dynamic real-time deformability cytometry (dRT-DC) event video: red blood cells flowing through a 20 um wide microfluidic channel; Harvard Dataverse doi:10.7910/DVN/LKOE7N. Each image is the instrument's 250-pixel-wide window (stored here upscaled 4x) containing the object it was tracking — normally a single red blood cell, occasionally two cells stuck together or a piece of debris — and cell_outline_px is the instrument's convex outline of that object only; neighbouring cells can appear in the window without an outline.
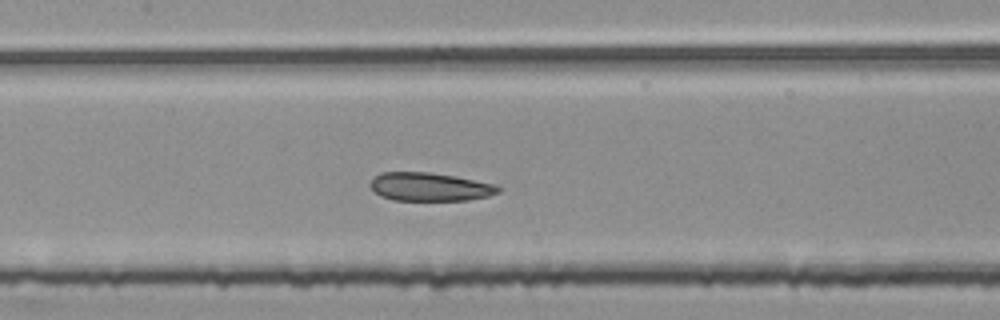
{"species": "common noctule bat (a hibernating species)", "species_latin": "Nyctalus noctula", "temperature_condition": "room temperature", "stored_images_in_passage": 48, "segment_of_instrument_passage": [2, 2], "camera_frame_rate_fps": 3000, "um_per_image_px": 0.085, "animal": {"sex": "female", "body_mass_g": 25.1}, "frame": {"image": 1, "passage_image": 22, "time_ms": 7.0, "image_size_px": [1000, 320], "cell_outline_px": [[504, 188], [500, 192], [488, 196], [468, 200], [392, 200], [380, 196], [368, 184], [380, 172], [428, 172], [456, 176], [496, 184]], "centroid_in_image_um": [36.57, 15.88], "position_along_channel_um": 170.8, "area_um2": 21.33}}
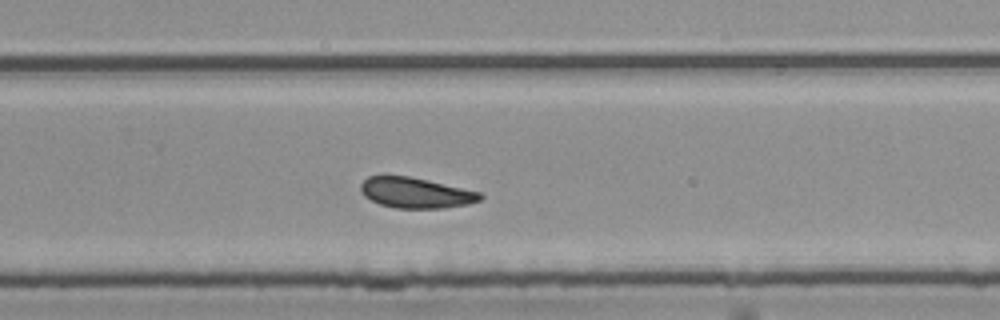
{"frame": {"image": 2, "passage_image": 32, "time_ms": 10.333, "image_size_px": [1000, 320], "cell_outline_px": [[484, 196], [480, 200], [468, 204], [444, 208], [396, 208], [380, 204], [364, 196], [360, 188], [360, 184], [368, 176], [408, 176], [428, 180], [480, 192]], "centroid_in_image_um": [35.34, 16.39], "position_along_channel_um": 294.5, "area_um2": 21.1}}
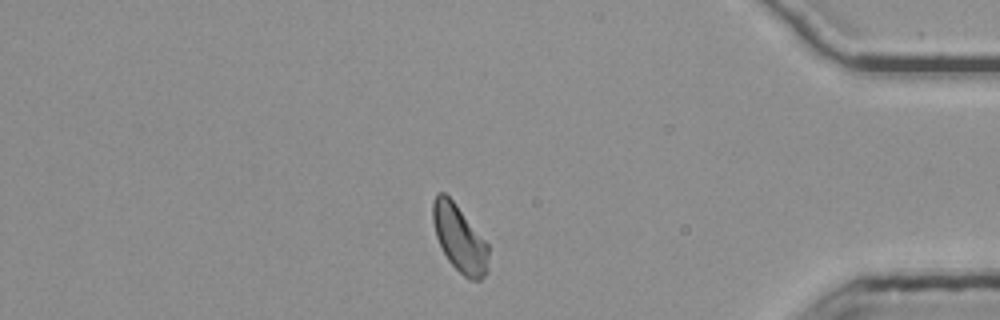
{"frame": {"image": 3, "passage_image": 43, "time_ms": 14.0, "image_size_px": [1000, 320], "cell_outline_px": [[488, 272], [480, 280], [468, 280], [448, 260], [436, 236], [432, 220], [432, 200], [436, 192], [444, 192], [456, 204], [488, 244]], "centroid_in_image_um": [39.05, 20.26], "position_along_channel_um": 396.2, "area_um2": 21.62}}